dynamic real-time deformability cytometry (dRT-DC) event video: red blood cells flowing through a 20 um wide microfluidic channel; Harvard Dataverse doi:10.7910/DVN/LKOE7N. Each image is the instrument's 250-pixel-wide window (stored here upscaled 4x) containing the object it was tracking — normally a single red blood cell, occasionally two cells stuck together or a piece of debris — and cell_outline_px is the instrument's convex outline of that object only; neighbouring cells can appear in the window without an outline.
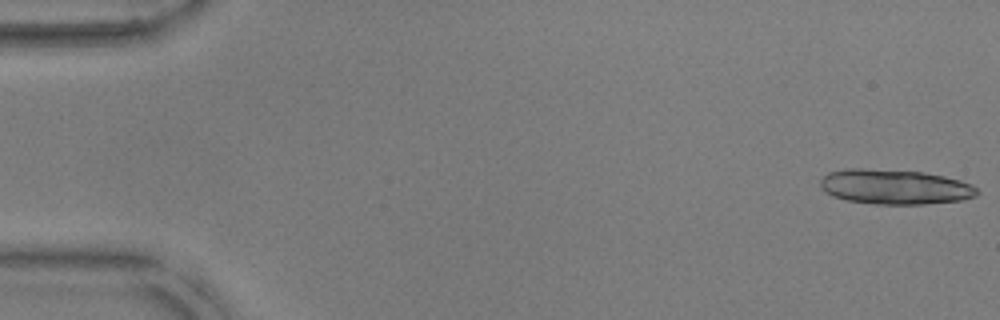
{"species": "common noctule bat (a hibernating species)", "species_latin": "Nyctalus noctula", "temperature_condition": "warm", "stored_images_in_passage": 19, "camera_frame_rate_fps": 3000, "um_per_image_px": 0.085, "animal": {"sex": "male", "body_mass_g": 17.9, "forearm_length_mm": 54.2}, "frame": {"image": 1, "passage_image": 1, "time_ms": 0.0, "image_size_px": [1000, 320], "cell_outline_px": [[980, 192], [976, 196], [964, 200], [924, 204], [876, 204], [848, 200], [832, 196], [824, 192], [820, 184], [820, 180], [828, 172], [844, 168], [864, 168], [924, 172], [944, 176], [960, 180], [972, 184]], "centroid_in_image_um": [76.07, 15.88], "position_along_channel_um": 8.9, "area_um2": 32.14}}
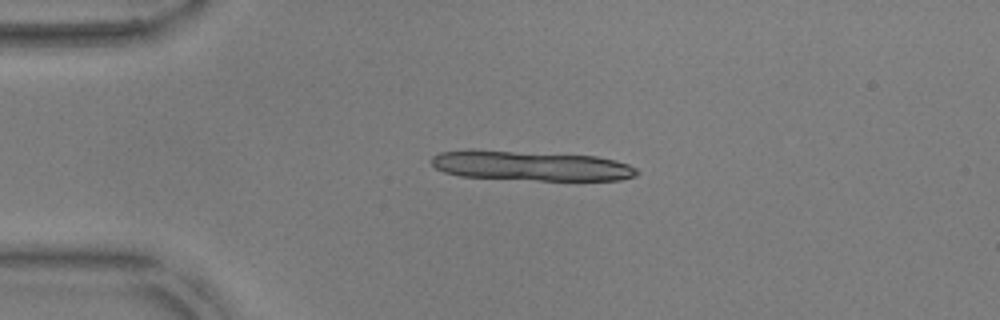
{"frame": {"image": 2, "passage_image": 12, "time_ms": 3.667, "image_size_px": [1000, 320], "cell_outline_px": [[640, 172], [636, 176], [620, 180], [540, 180], [460, 176], [444, 172], [436, 168], [428, 160], [432, 156], [440, 152], [468, 148], [472, 148], [596, 156], [628, 164], [636, 168]], "centroid_in_image_um": [45.05, 14.07], "position_along_channel_um": 39.9, "area_um2": 36.18}}